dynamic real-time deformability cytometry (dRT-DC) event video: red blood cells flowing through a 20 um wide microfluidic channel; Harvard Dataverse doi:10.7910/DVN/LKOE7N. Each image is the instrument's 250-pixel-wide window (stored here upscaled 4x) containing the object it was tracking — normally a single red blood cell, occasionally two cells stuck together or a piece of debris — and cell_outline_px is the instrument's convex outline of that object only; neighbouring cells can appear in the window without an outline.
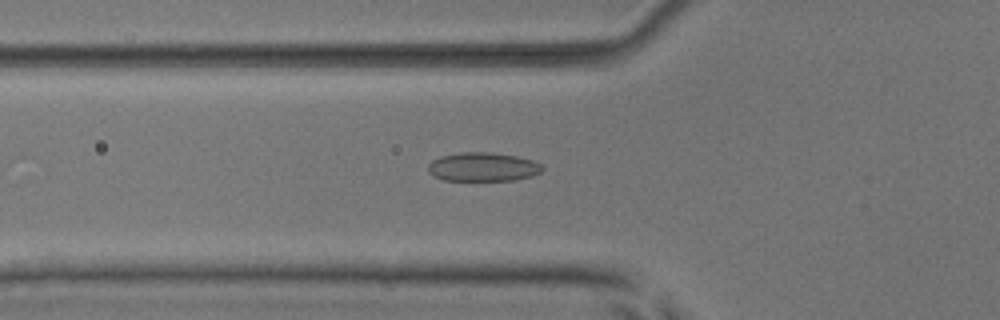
{"species": "common noctule bat (a hibernating species)", "species_latin": "Nyctalus noctula", "temperature_condition": "room temperature", "stored_images_in_passage": 52, "camera_frame_rate_fps": 3000, "um_per_image_px": 0.085, "animal": {"sex": "male", "body_mass_g": 17.9, "forearm_length_mm": 54.2}, "frame": {"image": 1, "passage_image": 18, "time_ms": 5.667, "image_size_px": [1000, 320], "cell_outline_px": [[544, 168], [540, 172], [532, 176], [516, 180], [444, 180], [428, 172], [428, 164], [432, 160], [440, 156], [460, 152], [492, 152], [516, 156], [532, 160], [540, 164]], "centroid_in_image_um": [41.04, 14.18], "position_along_channel_um": 84.8, "area_um2": 19.19}}
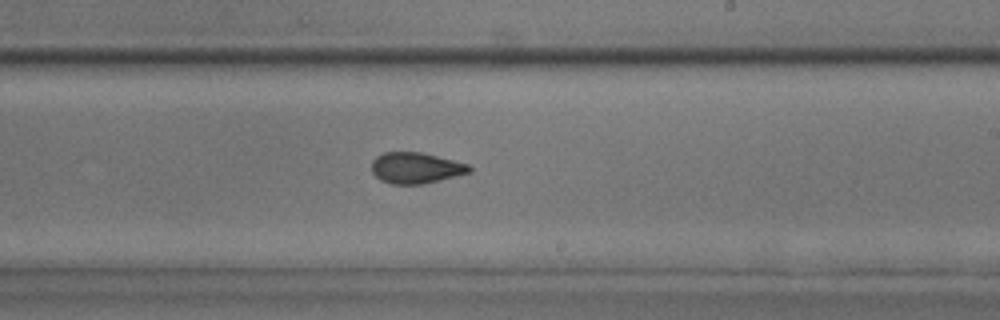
{"frame": {"image": 2, "passage_image": 31, "time_ms": 10.0, "image_size_px": [1000, 320], "cell_outline_px": [[472, 172], [424, 184], [392, 184], [380, 180], [372, 172], [372, 160], [376, 156], [384, 152], [420, 152], [468, 164], [472, 168]], "centroid_in_image_um": [35.33, 14.28], "position_along_channel_um": 253.7, "area_um2": 17.63}}
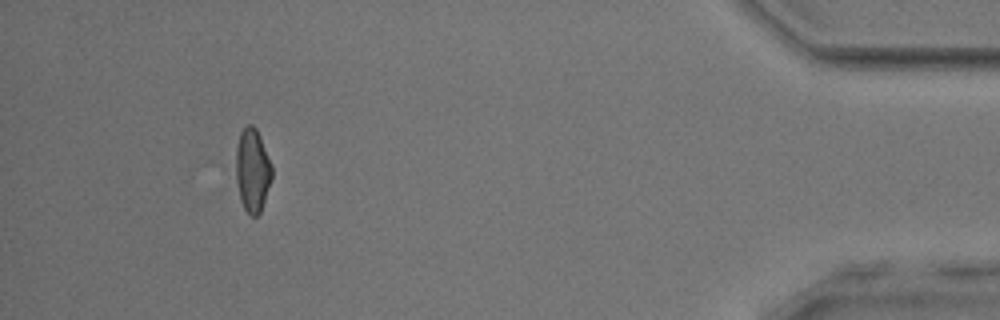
{"frame": {"image": 3, "passage_image": 48, "time_ms": 15.667, "image_size_px": [1000, 320], "cell_outline_px": [[272, 176], [260, 212], [256, 216], [252, 216], [244, 208], [240, 200], [236, 180], [236, 148], [240, 132], [248, 124], [252, 124], [256, 128], [260, 136], [272, 164]], "centroid_in_image_um": [21.45, 14.44], "position_along_channel_um": 413.7, "area_um2": 17.4}, "authors_computed_cell_mechanics": {"area_um2": 18.5249, "velocity_mm_per_s": 3.8967, "shape_relaxation_time_tau1_ms": 6.0631, "shape_relaxation_time_tau2_ms": 1.5057, "deformation_change_tau1": 0.1204, "deformation_change_tau2": 0.0715}}